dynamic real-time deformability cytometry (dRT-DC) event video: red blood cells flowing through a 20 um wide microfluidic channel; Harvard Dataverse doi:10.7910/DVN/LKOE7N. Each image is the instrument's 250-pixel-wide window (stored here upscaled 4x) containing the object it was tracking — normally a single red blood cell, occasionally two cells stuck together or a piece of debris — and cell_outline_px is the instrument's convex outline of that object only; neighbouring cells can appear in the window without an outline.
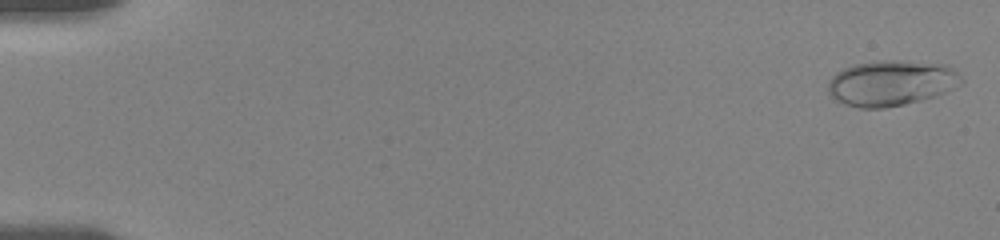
{"species": "human", "species_latin": "Homo sapiens", "temperature_condition": "room temperature", "stored_images_in_passage": 51, "camera_frame_rate_fps": 3000, "um_per_image_px": 0.085, "donor": {"sex": "female"}, "frame": {"image": 1, "passage_image": 2, "time_ms": 0.333, "image_size_px": [1000, 240], "cell_outline_px": [[964, 84], [936, 96], [904, 104], [884, 108], [860, 108], [844, 104], [836, 100], [828, 92], [828, 80], [836, 72], [852, 64], [948, 64], [964, 80]], "centroid_in_image_um": [75.75, 7.13], "position_along_channel_um": 9.3, "area_um2": 34.1}}
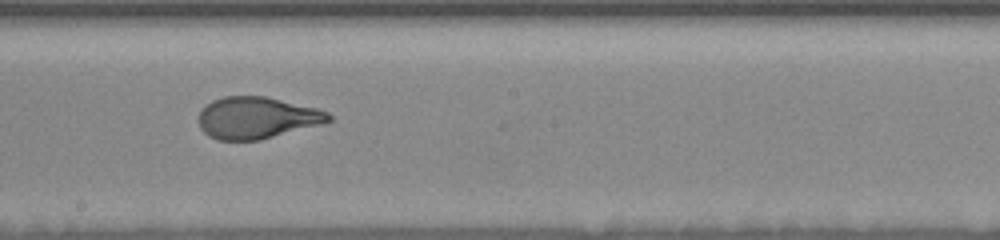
{"frame": {"image": 2, "passage_image": 30, "time_ms": 9.667, "image_size_px": [1000, 240], "cell_outline_px": [[332, 120], [324, 124], [260, 140], [216, 140], [208, 136], [200, 128], [200, 112], [212, 100], [224, 96], [264, 96], [316, 108], [328, 112], [332, 116]], "centroid_in_image_um": [21.86, 10.02], "position_along_channel_um": 226.3, "area_um2": 31.62}}
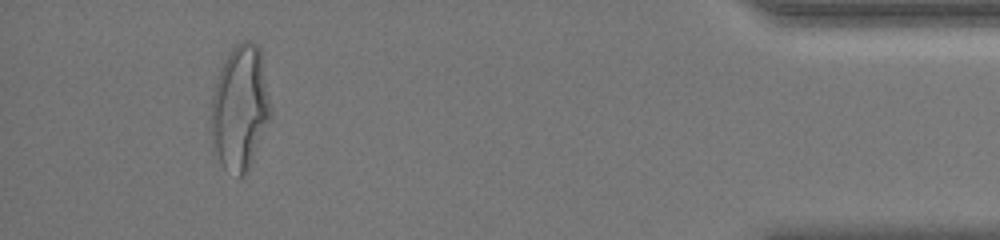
{"frame": {"image": 3, "passage_image": 48, "time_ms": 15.667, "image_size_px": [1000, 240], "cell_outline_px": [[272, 112], [248, 172], [244, 176], [240, 176], [224, 168], [212, 148], [212, 100], [216, 80], [224, 60], [232, 48], [236, 44], [244, 40], [252, 40], [260, 48], [272, 108]], "centroid_in_image_um": [20.42, 9.15], "position_along_channel_um": 414.8, "area_um2": 43.18}, "authors_computed_cell_mechanics": {"area_um2": 32.4258, "velocity_mm_per_s": 3.6419, "shape_relaxation_time_tau1_ms": 2.6581, "shape_relaxation_time_tau2_ms": null, "deformation_change_tau1": 0.1808, "deformation_change_tau2": null}}